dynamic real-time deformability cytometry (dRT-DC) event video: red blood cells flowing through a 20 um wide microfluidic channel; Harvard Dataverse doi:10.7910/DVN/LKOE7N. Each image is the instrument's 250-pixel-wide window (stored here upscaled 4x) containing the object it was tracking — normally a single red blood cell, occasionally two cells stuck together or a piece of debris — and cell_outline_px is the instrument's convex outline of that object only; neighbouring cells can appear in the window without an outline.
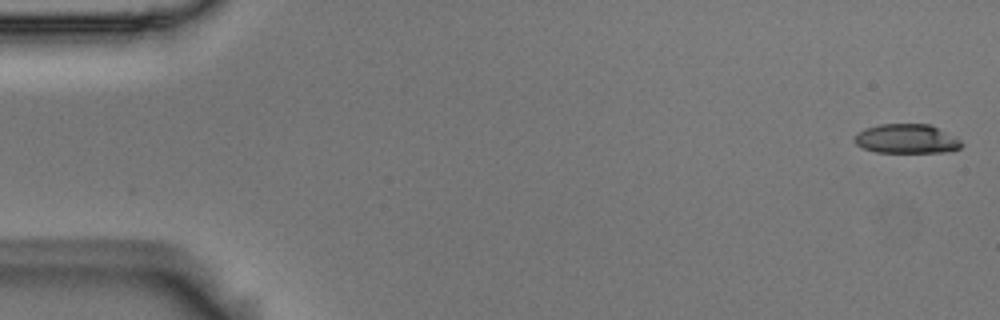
{"species": "Egyptian fruit bat (a non-hibernating species)", "species_latin": "Rousettus aegyptiacus", "temperature_condition": "room temperature", "stored_images_in_passage": 5, "camera_frame_rate_fps": 3000, "um_per_image_px": 0.085, "animal": {"sex": "male"}, "frame": {"image": 1, "passage_image": 1, "time_ms": 0.0, "image_size_px": [1000, 320], "cell_outline_px": [[964, 144], [960, 148], [948, 152], [876, 152], [864, 148], [856, 144], [852, 140], [856, 132], [864, 128], [880, 124], [928, 124], [956, 136]], "centroid_in_image_um": [77.05, 11.8], "position_along_channel_um": 8.0, "area_um2": 18.44}}
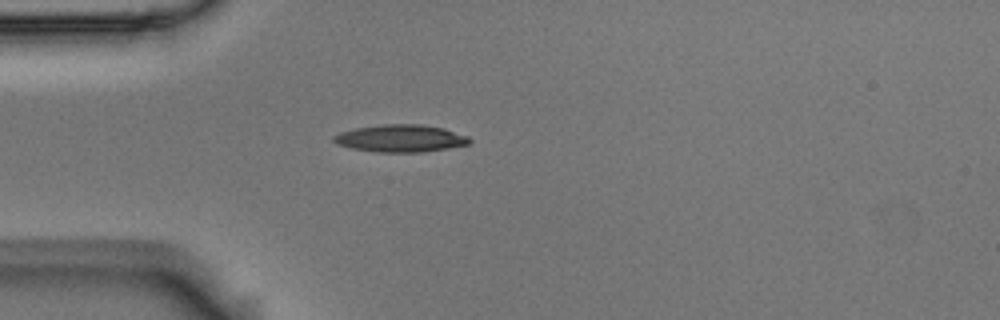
{"frame": {"image": 2, "passage_image": 5, "time_ms": 1.333, "image_size_px": [1000, 320], "cell_outline_px": [[472, 140], [468, 144], [424, 152], [380, 152], [352, 148], [336, 144], [332, 140], [332, 136], [340, 132], [356, 128], [380, 124], [420, 124], [444, 128], [468, 136]], "centroid_in_image_um": [34.03, 11.75], "position_along_channel_um": 51.0, "area_um2": 21.62}}